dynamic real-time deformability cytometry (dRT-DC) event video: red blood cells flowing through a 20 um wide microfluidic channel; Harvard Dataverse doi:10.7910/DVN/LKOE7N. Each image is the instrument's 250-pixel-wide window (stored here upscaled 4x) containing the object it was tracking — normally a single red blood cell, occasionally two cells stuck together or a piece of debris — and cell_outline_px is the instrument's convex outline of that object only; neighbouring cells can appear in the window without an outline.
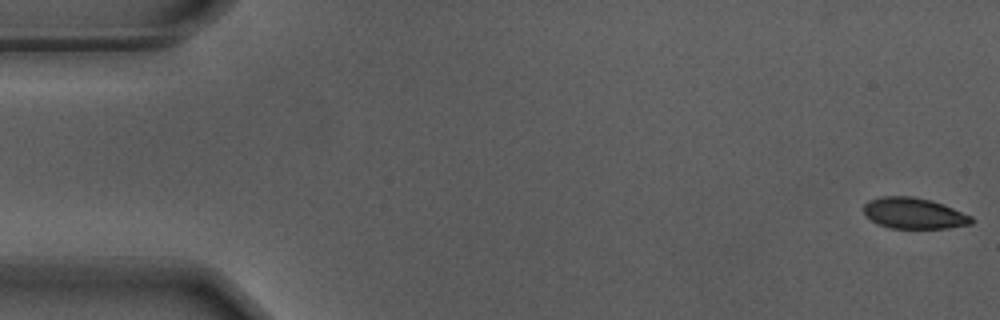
{"species": "Egyptian fruit bat (a non-hibernating species)", "species_latin": "Rousettus aegyptiacus", "temperature_condition": "warm", "stored_images_in_passage": 53, "camera_frame_rate_fps": 3000, "um_per_image_px": 0.085, "animal": {"sex": "male"}, "frame": {"image": 1, "passage_image": 1, "time_ms": 0.0, "image_size_px": [1000, 320], "cell_outline_px": [[976, 220], [972, 224], [948, 228], [892, 228], [876, 224], [864, 212], [864, 204], [868, 200], [880, 196], [912, 196], [932, 200], [972, 216]], "centroid_in_image_um": [77.7, 18.12], "position_along_channel_um": 7.3, "area_um2": 19.54}}
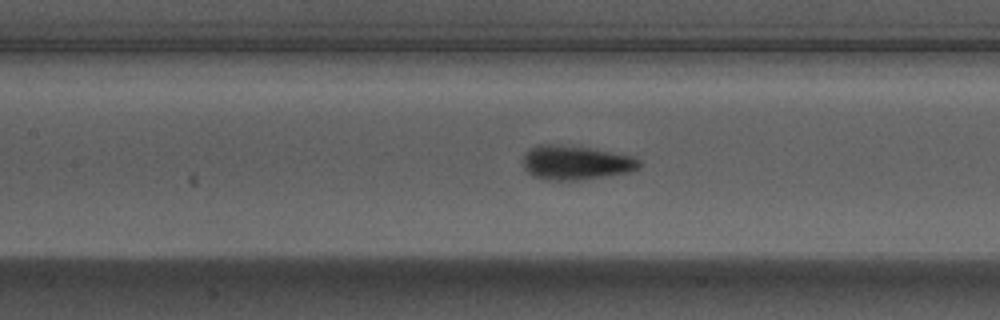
{"frame": {"image": 2, "passage_image": 25, "time_ms": 8.0, "image_size_px": [1000, 320], "cell_outline_px": [[644, 164], [640, 168], [632, 172], [580, 180], [544, 180], [532, 176], [524, 168], [524, 152], [528, 148], [536, 144], [556, 144], [588, 148], [636, 156]], "centroid_in_image_um": [48.97, 13.82], "position_along_channel_um": 158.4, "area_um2": 23.64}}
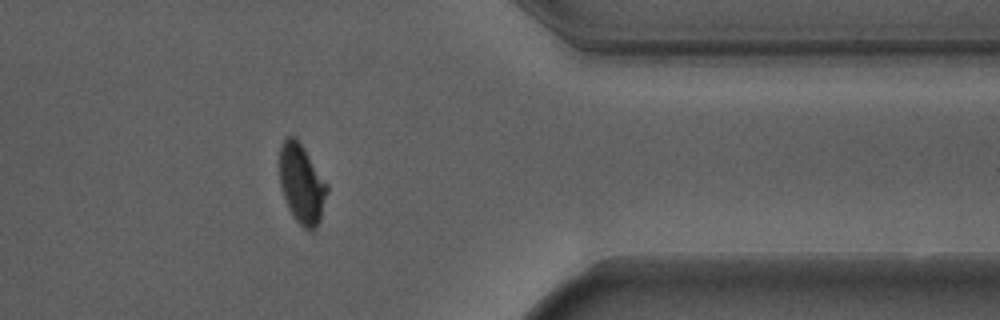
{"frame": {"image": 3, "passage_image": 45, "time_ms": 14.667, "image_size_px": [1000, 320], "cell_outline_px": [[328, 192], [320, 220], [316, 228], [304, 228], [292, 216], [288, 208], [280, 188], [280, 144], [288, 136], [296, 136], [328, 184]], "centroid_in_image_um": [25.64, 15.61], "position_along_channel_um": 385.8, "area_um2": 22.02}, "authors_computed_cell_mechanics": {"area_um2": 22.0218, "velocity_mm_per_s": 3.688, "shape_relaxation_time_tau1_ms": 2.9289, "shape_relaxation_time_tau2_ms": null, "deformation_change_tau1": 0.1526, "deformation_change_tau2": null}}